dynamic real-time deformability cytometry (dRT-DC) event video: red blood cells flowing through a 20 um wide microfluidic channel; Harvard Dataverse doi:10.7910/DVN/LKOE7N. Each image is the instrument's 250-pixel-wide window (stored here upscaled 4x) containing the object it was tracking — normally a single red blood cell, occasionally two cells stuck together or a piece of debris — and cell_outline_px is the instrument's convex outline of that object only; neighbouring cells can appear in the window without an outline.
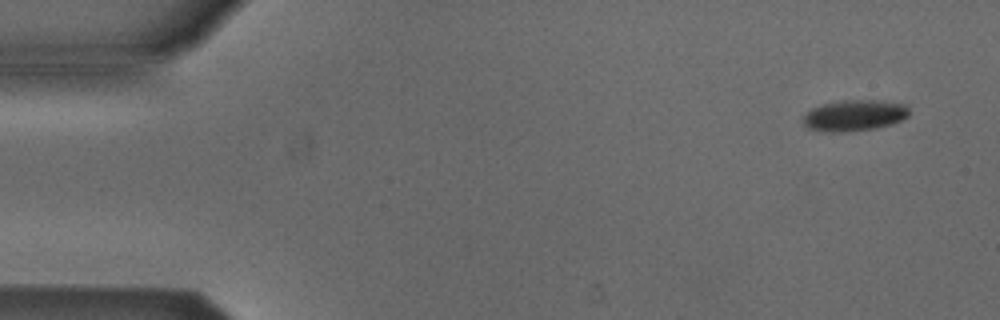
{"species": "Egyptian fruit bat (a non-hibernating species)", "species_latin": "Rousettus aegyptiacus", "temperature_condition": "cold", "stored_images_in_passage": 5, "camera_frame_rate_fps": 3000, "um_per_image_px": 0.085, "animal": {"sex": "male"}, "frame": {"image": 1, "passage_image": 1, "time_ms": 0.0, "image_size_px": [1000, 320], "cell_outline_px": [[908, 116], [892, 124], [876, 128], [848, 132], [824, 132], [808, 128], [804, 124], [804, 116], [812, 108], [820, 104], [840, 100], [884, 100], [904, 104], [908, 108]], "centroid_in_image_um": [72.62, 9.81], "position_along_channel_um": 12.4, "area_um2": 19.36}}
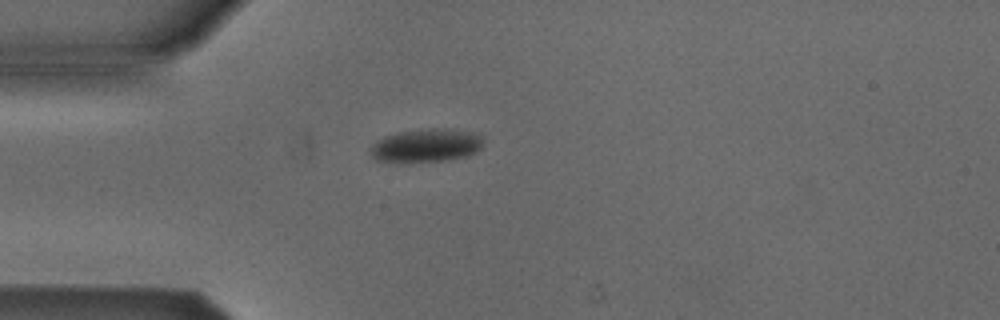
{"frame": {"image": 2, "passage_image": 4, "time_ms": 3.667, "image_size_px": [1000, 320], "cell_outline_px": [[484, 140], [480, 148], [476, 152], [468, 156], [448, 160], [404, 164], [396, 164], [376, 160], [372, 156], [368, 148], [376, 140], [384, 136], [400, 132], [420, 128], [448, 128], [472, 132], [480, 136]], "centroid_in_image_um": [36.16, 12.39], "position_along_channel_um": 48.8, "area_um2": 22.83}}